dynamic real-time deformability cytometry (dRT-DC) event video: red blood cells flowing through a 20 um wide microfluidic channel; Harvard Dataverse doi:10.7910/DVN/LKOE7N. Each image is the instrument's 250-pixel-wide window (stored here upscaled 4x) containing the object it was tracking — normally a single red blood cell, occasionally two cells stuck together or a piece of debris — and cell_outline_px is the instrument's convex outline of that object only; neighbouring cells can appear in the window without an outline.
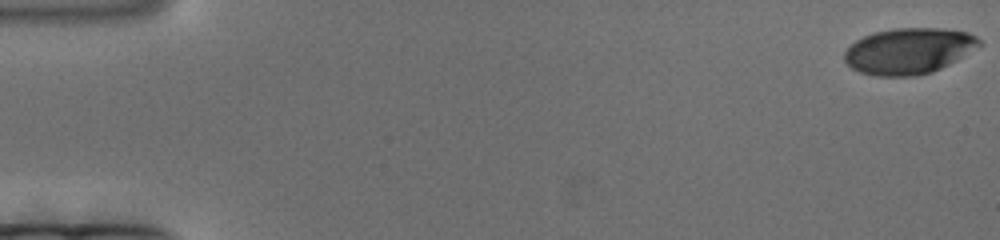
{"species": "human", "species_latin": "Homo sapiens", "temperature_condition": "cold", "stored_images_in_passage": 86, "camera_frame_rate_fps": 3000, "um_per_image_px": 0.085, "donor": {"sex": "female"}, "frame": {"image": 1, "passage_image": 1, "time_ms": 0.0, "image_size_px": [1000, 240], "cell_outline_px": [[984, 44], [980, 48], [932, 72], [916, 76], [876, 76], [860, 72], [852, 68], [844, 60], [844, 52], [856, 40], [872, 32], [896, 28], [940, 28], [968, 32], [976, 36]], "centroid_in_image_um": [77.28, 4.33], "position_along_channel_um": 7.7, "area_um2": 36.36}}
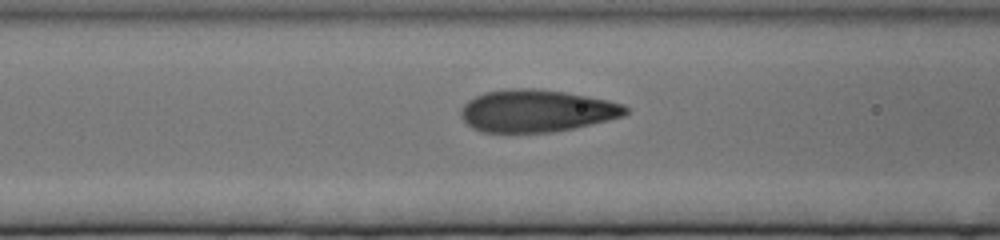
{"frame": {"image": 2, "passage_image": 74, "time_ms": 24.333, "image_size_px": [1000, 240], "cell_outline_px": [[628, 112], [624, 116], [608, 120], [572, 128], [552, 132], [484, 132], [472, 128], [460, 116], [460, 108], [468, 100], [484, 92], [512, 88], [532, 88], [564, 92], [608, 100], [624, 104], [628, 108]], "centroid_in_image_um": [45.59, 9.42], "position_along_channel_um": 121.0, "area_um2": 40.46}}
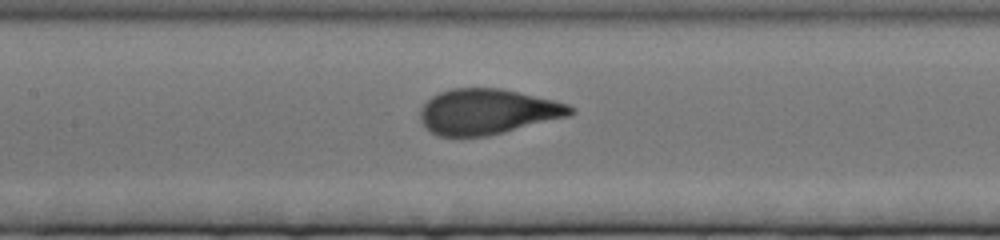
{"frame": {"image": 3, "passage_image": 86, "time_ms": 28.333, "image_size_px": [1000, 240], "cell_outline_px": [[576, 112], [568, 116], [488, 136], [440, 136], [432, 132], [420, 120], [420, 108], [432, 96], [440, 92], [452, 88], [500, 88], [552, 100], [568, 104], [576, 108]], "centroid_in_image_um": [41.43, 9.49], "position_along_channel_um": 166.0, "area_um2": 39.42}}